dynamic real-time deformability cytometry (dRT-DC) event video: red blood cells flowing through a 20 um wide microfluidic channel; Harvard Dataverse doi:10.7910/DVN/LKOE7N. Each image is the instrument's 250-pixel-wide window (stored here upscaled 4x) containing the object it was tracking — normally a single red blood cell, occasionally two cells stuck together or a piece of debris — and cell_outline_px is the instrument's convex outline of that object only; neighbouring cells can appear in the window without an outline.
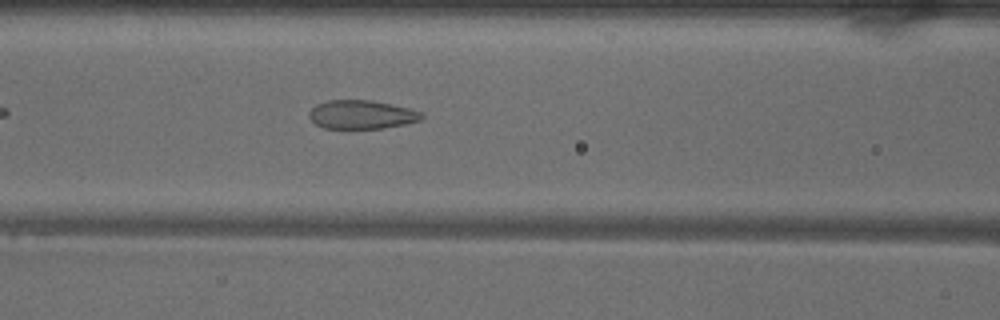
{"species": "common noctule bat (a hibernating species)", "species_latin": "Nyctalus noctula", "temperature_condition": "warm", "stored_images_in_passage": 37, "camera_frame_rate_fps": 3000, "um_per_image_px": 0.085, "animal": {"sex": "male", "body_mass_g": 18.8}, "frame": {"image": 1, "passage_image": 10, "time_ms": 3.0, "image_size_px": [1000, 320], "cell_outline_px": [[424, 116], [420, 120], [404, 124], [384, 128], [324, 128], [316, 124], [308, 116], [308, 112], [316, 104], [328, 100], [372, 100], [392, 104], [424, 112]], "centroid_in_image_um": [30.74, 9.73], "position_along_channel_um": 135.9, "area_um2": 18.84}}
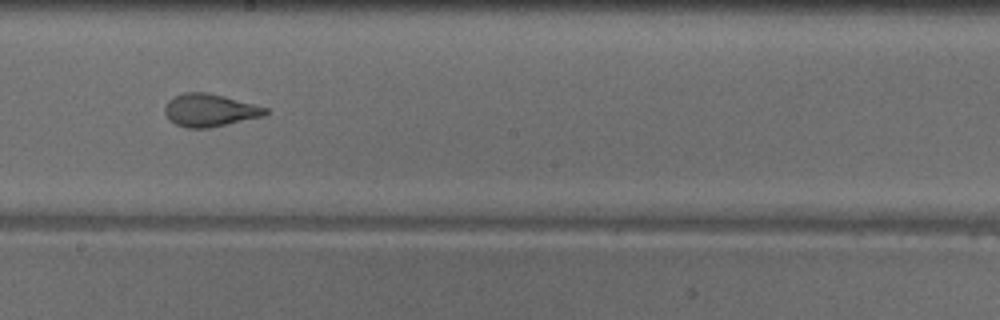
{"frame": {"image": 2, "passage_image": 17, "time_ms": 5.333, "image_size_px": [1000, 320], "cell_outline_px": [[268, 112], [264, 116], [228, 124], [208, 128], [188, 128], [176, 124], [168, 120], [164, 112], [164, 108], [168, 100], [184, 92], [208, 92], [224, 96], [268, 108]], "centroid_in_image_um": [17.81, 9.37], "position_along_channel_um": 230.4, "area_um2": 19.19}}
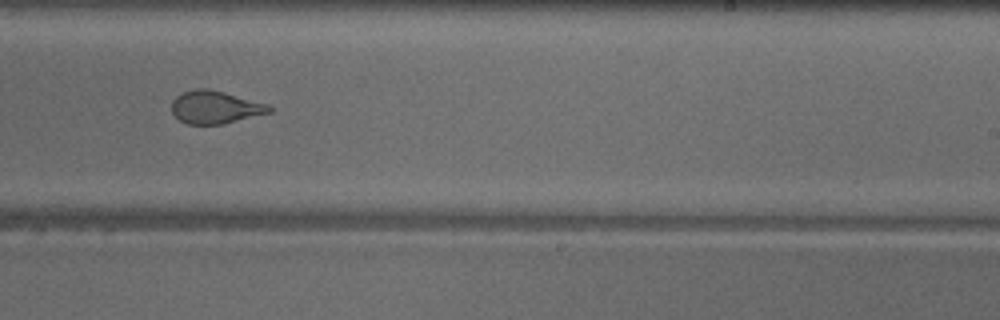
{"frame": {"image": 3, "passage_image": 20, "time_ms": 6.333, "image_size_px": [1000, 320], "cell_outline_px": [[272, 112], [220, 124], [188, 124], [180, 120], [172, 112], [172, 100], [176, 96], [184, 92], [196, 88], [204, 88], [224, 92], [268, 104], [272, 108]], "centroid_in_image_um": [18.28, 9.11], "position_along_channel_um": 270.7, "area_um2": 18.38}, "authors_computed_cell_mechanics": {"area_um2": 20.3456, "velocity_mm_per_s": 4.054, "shape_relaxation_time_tau1_ms": 8.8032, "shape_relaxation_time_tau2_ms": 0.8753, "deformation_change_tau1": 0.2194, "deformation_change_tau2": 0.0792}}